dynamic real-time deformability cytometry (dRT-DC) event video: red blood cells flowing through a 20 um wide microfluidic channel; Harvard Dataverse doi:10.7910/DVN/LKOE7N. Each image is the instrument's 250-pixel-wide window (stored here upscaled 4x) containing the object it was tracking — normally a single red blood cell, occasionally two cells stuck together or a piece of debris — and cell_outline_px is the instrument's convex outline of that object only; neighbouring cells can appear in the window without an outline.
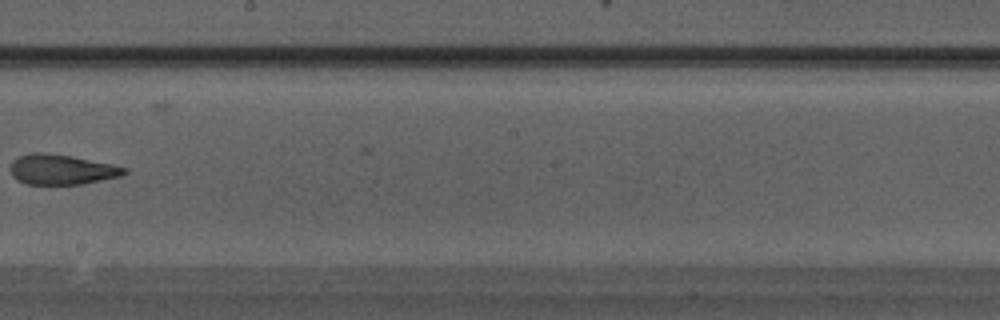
{"species": "Egyptian fruit bat (a non-hibernating species)", "species_latin": "Rousettus aegyptiacus", "temperature_condition": "warm", "stored_images_in_passage": 26, "camera_frame_rate_fps": 3000, "um_per_image_px": 0.085, "animal": {"sex": "male"}, "frame": {"image": 1, "passage_image": 19, "time_ms": 6.0, "image_size_px": [1000, 320], "cell_outline_px": [[128, 172], [120, 176], [80, 184], [24, 184], [16, 180], [12, 176], [12, 160], [20, 156], [32, 152], [44, 152], [72, 156], [112, 164], [128, 168]], "centroid_in_image_um": [5.23, 14.4], "position_along_channel_um": 243.0, "area_um2": 19.94}}
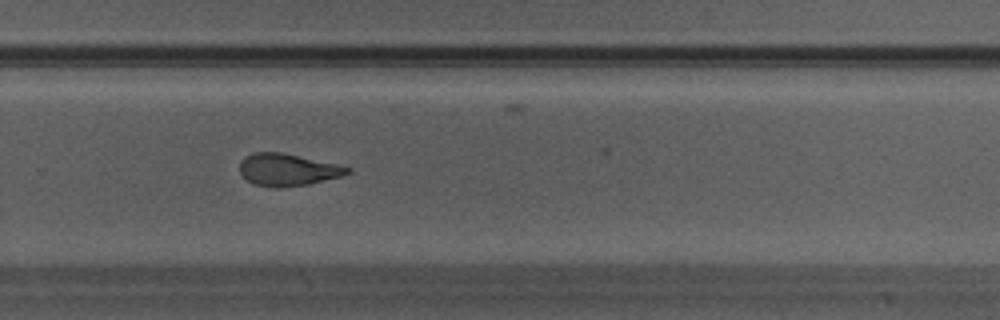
{"frame": {"image": 2, "passage_image": 22, "time_ms": 7.0, "image_size_px": [1000, 320], "cell_outline_px": [[352, 172], [340, 176], [308, 184], [280, 188], [276, 188], [256, 184], [248, 180], [240, 172], [240, 164], [244, 156], [252, 152], [280, 152], [336, 164], [352, 168]], "centroid_in_image_um": [24.44, 14.42], "position_along_channel_um": 305.4, "area_um2": 19.94}}